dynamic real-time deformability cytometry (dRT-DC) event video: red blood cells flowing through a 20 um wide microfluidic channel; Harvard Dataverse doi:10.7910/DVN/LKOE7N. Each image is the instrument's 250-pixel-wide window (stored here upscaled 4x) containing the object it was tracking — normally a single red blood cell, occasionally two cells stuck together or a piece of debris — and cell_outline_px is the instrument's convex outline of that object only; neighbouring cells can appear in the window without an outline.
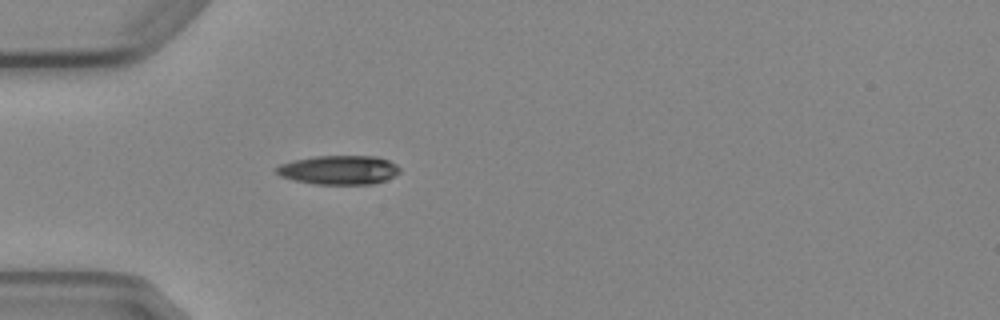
{"species": "Egyptian fruit bat (a non-hibernating species)", "species_latin": "Rousettus aegyptiacus", "temperature_condition": "cold", "stored_images_in_passage": 1, "camera_frame_rate_fps": 3000, "um_per_image_px": 0.085, "animal": {"sex": "female"}, "frame": {"image": 1, "passage_image": 1, "time_ms": 0.0, "image_size_px": [1000, 320], "cell_outline_px": [[400, 172], [384, 180], [372, 184], [312, 184], [292, 180], [280, 176], [276, 172], [276, 168], [280, 164], [296, 160], [316, 156], [376, 156], [388, 160], [396, 164], [400, 168]], "centroid_in_image_um": [28.8, 14.45], "position_along_channel_um": 56.2, "area_um2": 20.81}}